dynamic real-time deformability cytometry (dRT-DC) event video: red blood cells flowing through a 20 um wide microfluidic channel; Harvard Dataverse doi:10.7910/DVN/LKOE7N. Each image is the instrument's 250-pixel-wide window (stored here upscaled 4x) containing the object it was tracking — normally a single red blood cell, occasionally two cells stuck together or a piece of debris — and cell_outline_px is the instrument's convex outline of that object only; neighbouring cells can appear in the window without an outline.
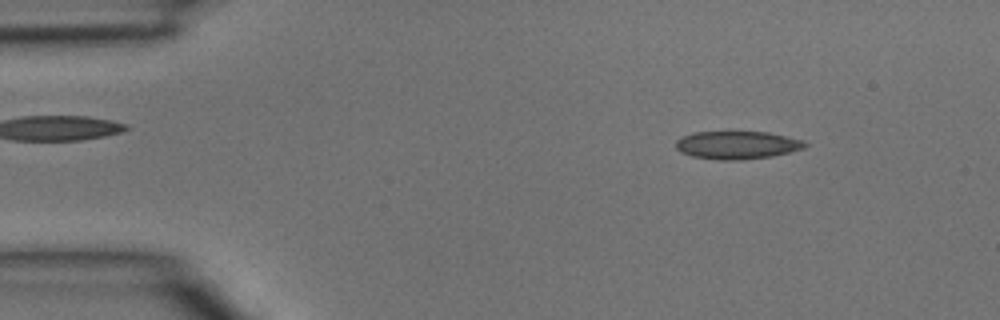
{"species": "common noctule bat (a hibernating species)", "species_latin": "Nyctalus noctula", "temperature_condition": "room temperature", "stored_images_in_passage": 3, "camera_frame_rate_fps": 3000, "um_per_image_px": 0.085, "animal": {"sex": "male", "body_mass_g": 15.6}, "frame": {"image": 1, "passage_image": 1, "time_ms": 0.0, "image_size_px": [1000, 320], "cell_outline_px": [[808, 144], [804, 148], [772, 156], [740, 160], [716, 160], [692, 156], [680, 152], [676, 148], [676, 140], [692, 132], [732, 128], [768, 132], [804, 140]], "centroid_in_image_um": [62.62, 12.27], "position_along_channel_um": 22.4, "area_um2": 22.14}}